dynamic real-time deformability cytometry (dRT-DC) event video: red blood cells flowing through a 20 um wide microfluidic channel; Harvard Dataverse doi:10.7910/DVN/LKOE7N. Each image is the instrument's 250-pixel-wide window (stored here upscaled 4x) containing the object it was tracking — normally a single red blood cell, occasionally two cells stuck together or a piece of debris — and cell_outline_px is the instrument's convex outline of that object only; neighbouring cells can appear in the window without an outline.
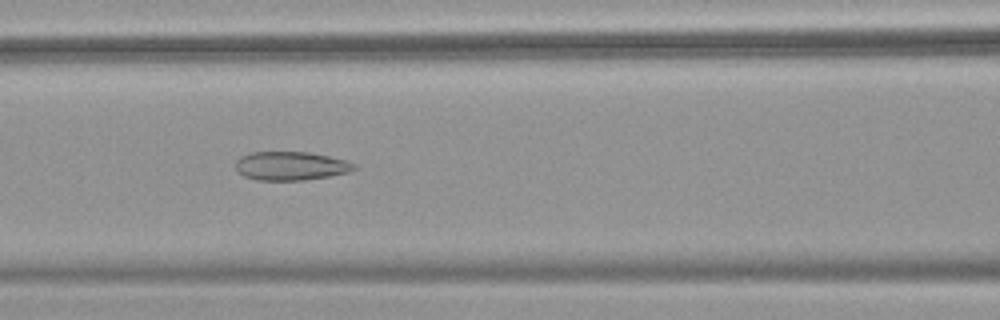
{"species": "common noctule bat (a hibernating species)", "species_latin": "Nyctalus noctula", "temperature_condition": "warm", "stored_images_in_passage": 38, "camera_frame_rate_fps": 3000, "um_per_image_px": 0.085, "animal": {"sex": "female", "body_mass_g": 18.4}, "frame": {"image": 1, "passage_image": 8, "time_ms": 2.333, "image_size_px": [1000, 320], "cell_outline_px": [[356, 168], [352, 172], [332, 176], [304, 180], [256, 180], [244, 176], [236, 172], [236, 160], [240, 156], [252, 152], [308, 152], [348, 160], [356, 164]], "centroid_in_image_um": [24.74, 14.11], "position_along_channel_um": 141.9, "area_um2": 20.11}}
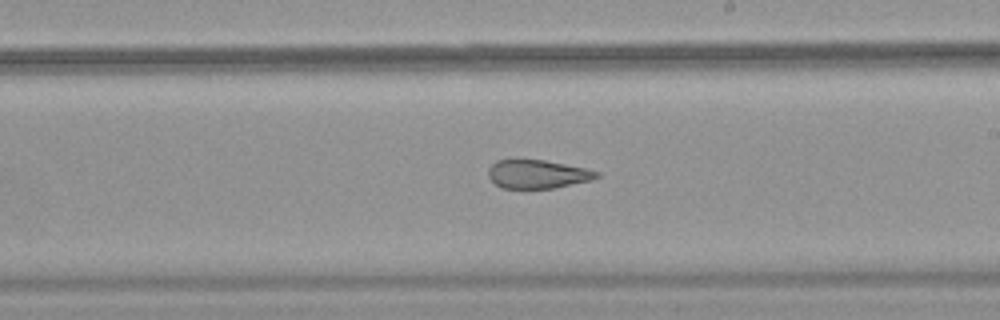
{"frame": {"image": 2, "passage_image": 16, "time_ms": 5.0, "image_size_px": [1000, 320], "cell_outline_px": [[600, 176], [592, 180], [556, 188], [500, 188], [488, 176], [488, 168], [496, 160], [544, 160], [584, 168], [600, 172]], "centroid_in_image_um": [45.7, 14.81], "position_along_channel_um": 243.3, "area_um2": 17.98}}
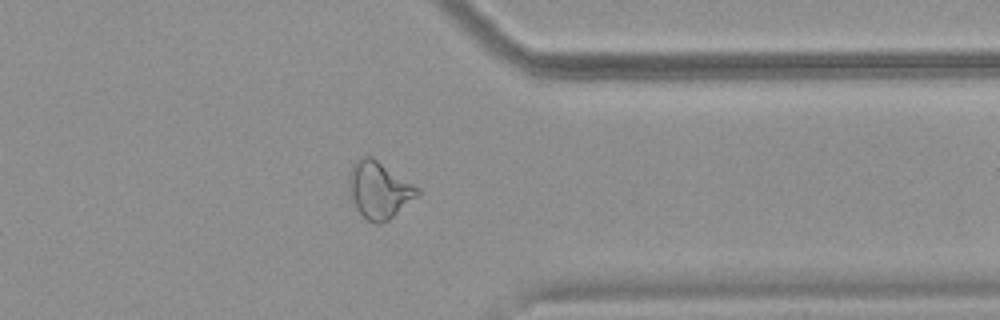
{"frame": {"image": 3, "passage_image": 27, "time_ms": 8.667, "image_size_px": [1000, 320], "cell_outline_px": [[420, 192], [416, 196], [388, 220], [380, 224], [376, 224], [368, 220], [356, 208], [352, 200], [348, 184], [348, 176], [352, 164], [360, 156], [372, 156], [420, 188]], "centroid_in_image_um": [32.19, 16.11], "position_along_channel_um": 379.2, "area_um2": 22.48}, "authors_computed_cell_mechanics": {"area_um2": 20.8658, "velocity_mm_per_s": 3.8265, "shape_relaxation_time_tau1_ms": null, "shape_relaxation_time_tau2_ms": 2.2931, "deformation_change_tau1": null, "deformation_change_tau2": 0.1156}}